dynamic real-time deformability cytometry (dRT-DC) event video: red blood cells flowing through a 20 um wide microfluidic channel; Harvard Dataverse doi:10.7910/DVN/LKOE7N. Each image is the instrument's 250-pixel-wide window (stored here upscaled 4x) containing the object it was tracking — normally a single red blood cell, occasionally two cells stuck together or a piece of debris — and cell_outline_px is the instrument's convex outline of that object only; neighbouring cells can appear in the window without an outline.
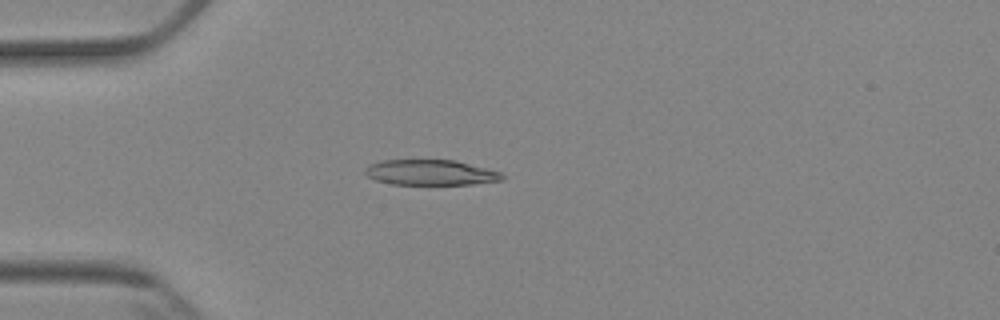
{"species": "Egyptian fruit bat (a non-hibernating species)", "species_latin": "Rousettus aegyptiacus", "temperature_condition": "cold", "stored_images_in_passage": 5, "camera_frame_rate_fps": 3000, "um_per_image_px": 0.085, "animal": {"sex": "female"}, "frame": {"image": 1, "passage_image": 5, "time_ms": 4.667, "image_size_px": [1000, 320], "cell_outline_px": [[504, 180], [472, 184], [392, 184], [376, 180], [368, 176], [364, 172], [364, 168], [368, 164], [380, 160], [456, 160], [500, 172], [504, 176]], "centroid_in_image_um": [36.57, 14.65], "position_along_channel_um": 48.4, "area_um2": 20.29}}